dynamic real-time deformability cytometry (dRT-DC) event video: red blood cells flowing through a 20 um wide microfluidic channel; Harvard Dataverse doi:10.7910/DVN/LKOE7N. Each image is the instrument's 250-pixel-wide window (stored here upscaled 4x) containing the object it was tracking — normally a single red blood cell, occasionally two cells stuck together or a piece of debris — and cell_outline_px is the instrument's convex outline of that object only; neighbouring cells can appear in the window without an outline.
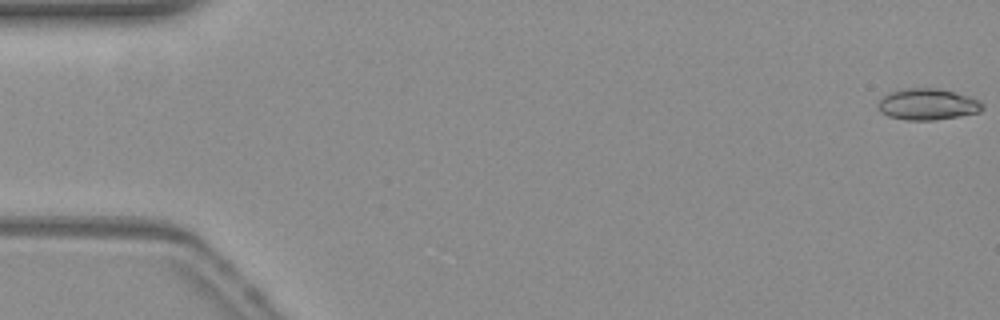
{"species": "common noctule bat (a hibernating species)", "species_latin": "Nyctalus noctula", "temperature_condition": "warm", "stored_images_in_passage": 54, "camera_frame_rate_fps": 3000, "um_per_image_px": 0.085, "animal": {"sex": "female", "body_mass_g": 19.3, "forearm_length_mm": 54.1}, "frame": {"image": 1, "passage_image": 1, "time_ms": 0.0, "image_size_px": [1000, 320], "cell_outline_px": [[984, 108], [980, 112], [932, 120], [908, 120], [888, 116], [880, 112], [880, 100], [888, 92], [900, 88], [936, 88], [968, 96], [980, 100], [984, 104]], "centroid_in_image_um": [78.85, 8.85], "position_along_channel_um": 6.2, "area_um2": 18.9}}
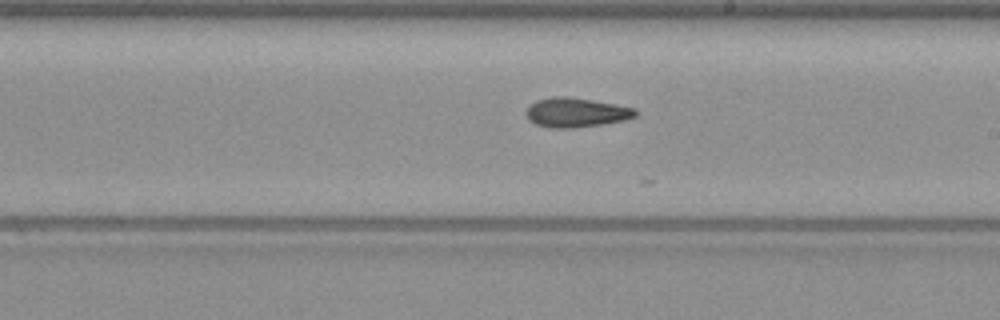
{"frame": {"image": 2, "passage_image": 31, "time_ms": 10.0, "image_size_px": [1000, 320], "cell_outline_px": [[640, 112], [636, 116], [624, 120], [600, 124], [572, 128], [552, 128], [536, 124], [528, 120], [528, 108], [536, 100], [552, 96], [568, 96], [616, 104], [636, 108]], "centroid_in_image_um": [49.01, 9.55], "position_along_channel_um": 240.0, "area_um2": 18.67}}
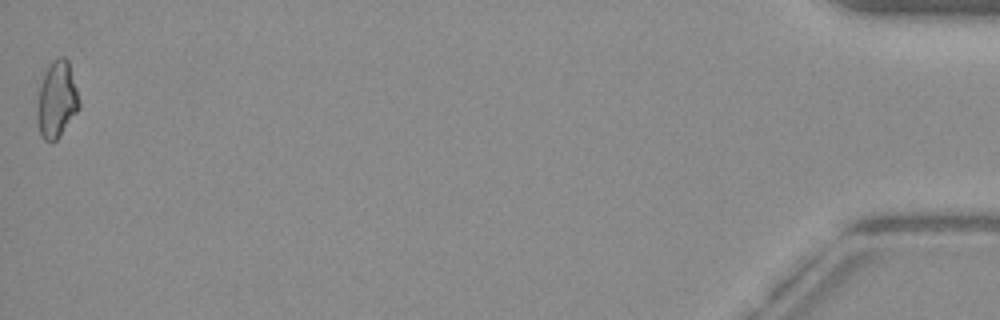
{"frame": {"image": 3, "passage_image": 54, "time_ms": 17.667, "image_size_px": [1000, 320], "cell_outline_px": [[80, 108], [56, 140], [52, 144], [44, 140], [40, 136], [36, 120], [36, 112], [40, 84], [44, 72], [52, 60], [60, 56], [64, 56], [68, 60], [76, 88], [80, 104]], "centroid_in_image_um": [4.8, 8.49], "position_along_channel_um": 430.4, "area_um2": 18.9}, "authors_computed_cell_mechanics": {"area_um2": 18.2648, "velocity_mm_per_s": 3.8469, "shape_relaxation_time_tau1_ms": 4.9437, "shape_relaxation_time_tau2_ms": 6.3552, "deformation_change_tau1": 0.1409, "deformation_change_tau2": 0.1537}}